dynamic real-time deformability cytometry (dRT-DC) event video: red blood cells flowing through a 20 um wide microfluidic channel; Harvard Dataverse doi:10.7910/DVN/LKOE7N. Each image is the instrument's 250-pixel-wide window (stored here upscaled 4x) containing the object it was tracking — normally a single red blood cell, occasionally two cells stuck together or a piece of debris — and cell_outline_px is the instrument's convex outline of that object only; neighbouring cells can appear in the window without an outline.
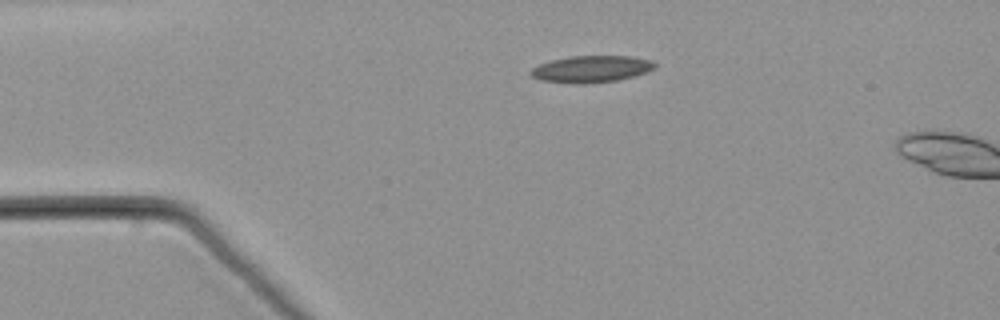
{"species": "common noctule bat (a hibernating species)", "species_latin": "Nyctalus noctula", "temperature_condition": "warm", "stored_images_in_passage": 4, "camera_frame_rate_fps": 3000, "um_per_image_px": 0.085, "animal": {"sex": "male", "body_mass_g": 21.5, "forearm_length_mm": 52.0}, "frame": {"image": 1, "passage_image": 1, "time_ms": 0.0, "image_size_px": [1000, 320], "cell_outline_px": [[656, 68], [632, 76], [616, 80], [540, 80], [532, 76], [528, 72], [532, 68], [540, 64], [552, 60], [572, 56], [628, 56], [652, 60], [656, 64]], "centroid_in_image_um": [50.31, 5.79], "position_along_channel_um": 34.7, "area_um2": 17.98}}